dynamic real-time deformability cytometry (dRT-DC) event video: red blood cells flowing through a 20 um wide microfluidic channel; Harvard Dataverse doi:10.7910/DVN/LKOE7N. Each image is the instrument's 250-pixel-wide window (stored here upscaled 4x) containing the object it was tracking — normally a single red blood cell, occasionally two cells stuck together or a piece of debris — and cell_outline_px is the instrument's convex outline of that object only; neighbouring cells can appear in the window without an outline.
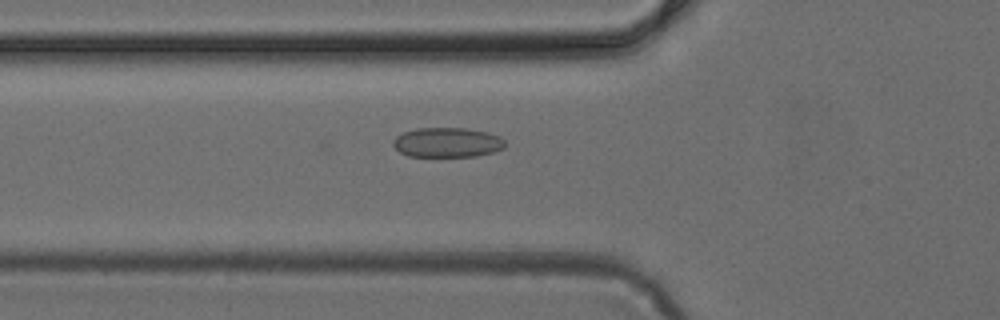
{"species": "common noctule bat (a hibernating species)", "species_latin": "Nyctalus noctula", "temperature_condition": "cold", "stored_images_in_passage": 27, "camera_frame_rate_fps": 3000, "um_per_image_px": 0.085, "animal": {"sex": "female", "body_mass_g": 24.6, "forearm_length_mm": 56.2}, "frame": {"image": 1, "passage_image": 2, "time_ms": 0.333, "image_size_px": [1000, 320], "cell_outline_px": [[504, 148], [492, 152], [476, 156], [408, 156], [400, 152], [392, 144], [392, 140], [396, 136], [404, 132], [416, 128], [468, 128], [488, 132], [500, 136], [504, 140]], "centroid_in_image_um": [38.01, 12.1], "position_along_channel_um": 87.8, "area_um2": 19.42}}
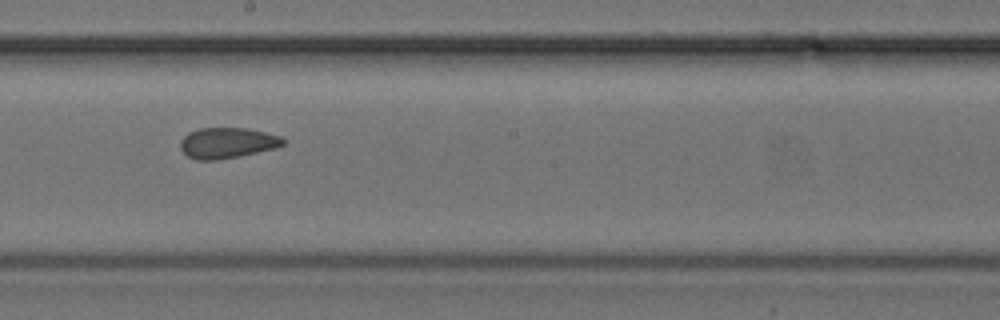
{"frame": {"image": 2, "passage_image": 12, "time_ms": 3.667, "image_size_px": [1000, 320], "cell_outline_px": [[284, 144], [276, 148], [240, 156], [216, 160], [196, 160], [188, 156], [180, 148], [180, 140], [188, 132], [200, 128], [248, 128], [280, 136], [284, 140]], "centroid_in_image_um": [19.3, 12.15], "position_along_channel_um": 228.9, "area_um2": 18.38}}
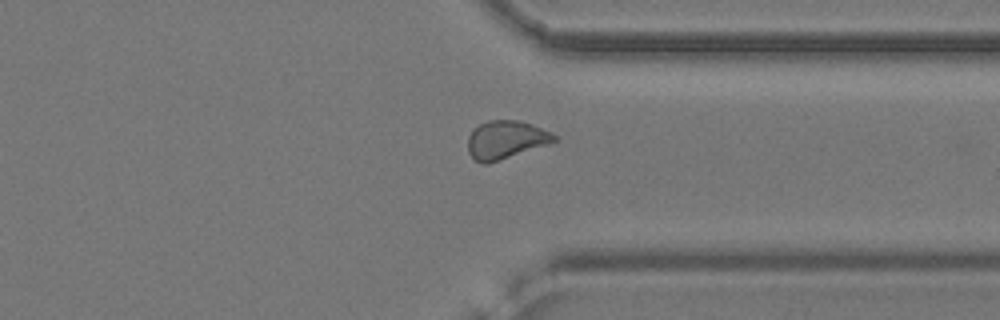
{"frame": {"image": 3, "passage_image": 22, "time_ms": 7.0, "image_size_px": [1000, 320], "cell_outline_px": [[556, 140], [548, 144], [488, 164], [480, 164], [468, 152], [468, 136], [472, 128], [488, 120], [520, 120], [532, 124], [552, 132], [556, 136]], "centroid_in_image_um": [42.97, 11.87], "position_along_channel_um": 368.4, "area_um2": 19.31}}